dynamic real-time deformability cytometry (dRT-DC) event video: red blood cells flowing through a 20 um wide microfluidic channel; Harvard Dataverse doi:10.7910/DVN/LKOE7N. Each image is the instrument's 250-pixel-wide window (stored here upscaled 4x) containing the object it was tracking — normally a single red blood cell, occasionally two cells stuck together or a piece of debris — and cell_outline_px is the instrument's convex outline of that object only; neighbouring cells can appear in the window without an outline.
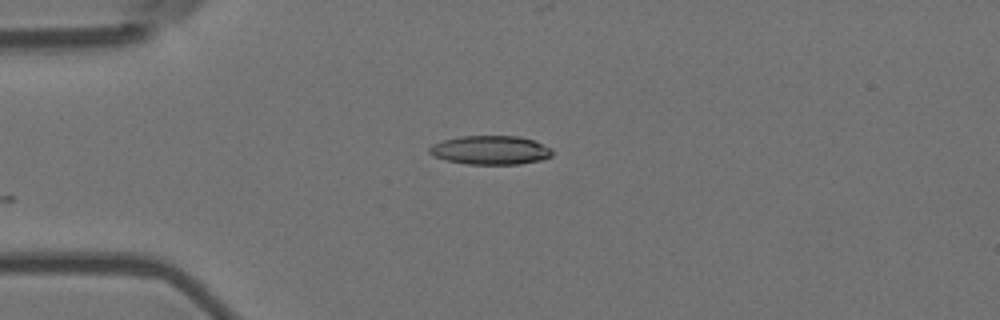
{"species": "Egyptian fruit bat (a non-hibernating species)", "species_latin": "Rousettus aegyptiacus", "temperature_condition": "room temperature", "stored_images_in_passage": 4, "camera_frame_rate_fps": 3000, "um_per_image_px": 0.085, "animal": {"sex": "female"}, "frame": {"image": 1, "passage_image": 4, "time_ms": 1.0, "image_size_px": [1000, 320], "cell_outline_px": [[552, 156], [540, 160], [520, 164], [468, 164], [444, 160], [428, 152], [428, 148], [432, 144], [444, 140], [460, 136], [520, 136], [532, 140], [552, 148]], "centroid_in_image_um": [41.68, 12.76], "position_along_channel_um": 43.3, "area_um2": 20.63}}